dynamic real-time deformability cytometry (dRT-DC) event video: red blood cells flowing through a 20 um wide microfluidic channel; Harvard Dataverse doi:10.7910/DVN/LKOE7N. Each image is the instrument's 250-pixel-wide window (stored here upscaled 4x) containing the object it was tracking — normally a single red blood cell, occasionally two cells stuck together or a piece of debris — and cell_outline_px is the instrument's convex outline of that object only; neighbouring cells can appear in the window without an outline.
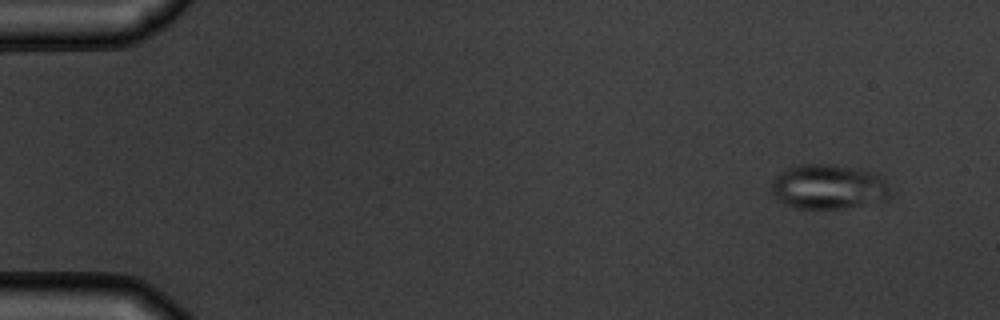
{"species": "common noctule bat (a hibernating species)", "species_latin": "Nyctalus noctula", "temperature_condition": "warm", "stored_images_in_passage": 4, "camera_frame_rate_fps": 3000, "um_per_image_px": 0.085, "animal": {"sex": "male", "body_mass_g": 19.5, "forearm_length_mm": 54.6}, "frame": {"image": 1, "passage_image": 1, "time_ms": 0.0, "image_size_px": [1000, 320], "cell_outline_px": [[892, 196], [888, 200], [844, 208], [792, 208], [784, 204], [772, 192], [772, 180], [780, 172], [796, 164], [832, 164], [856, 168], [872, 172], [880, 176], [892, 188]], "centroid_in_image_um": [70.46, 15.87], "position_along_channel_um": 14.5, "area_um2": 31.27}}